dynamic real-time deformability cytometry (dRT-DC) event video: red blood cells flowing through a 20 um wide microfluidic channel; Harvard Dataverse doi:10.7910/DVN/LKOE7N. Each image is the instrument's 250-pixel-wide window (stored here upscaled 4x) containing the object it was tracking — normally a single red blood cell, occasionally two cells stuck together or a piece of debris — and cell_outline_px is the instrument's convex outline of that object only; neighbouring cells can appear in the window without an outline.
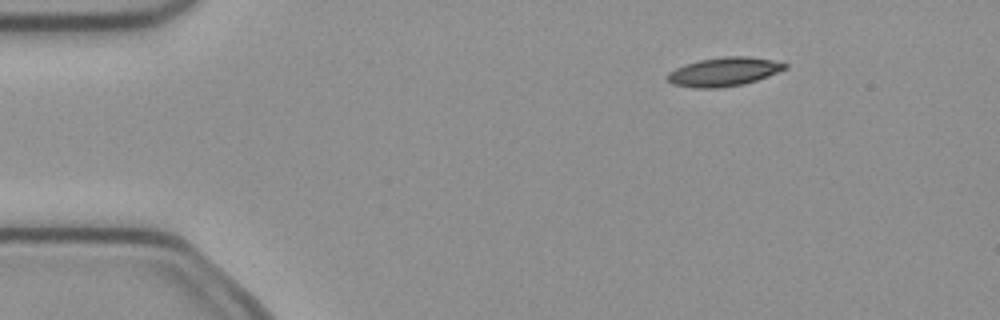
{"species": "common noctule bat (a hibernating species)", "species_latin": "Nyctalus noctula", "temperature_condition": "cold", "stored_images_in_passage": 6, "camera_frame_rate_fps": 3000, "um_per_image_px": 0.085, "animal": {"sex": "female", "body_mass_g": 21.9}, "frame": {"image": 1, "passage_image": 3, "time_ms": 0.667, "image_size_px": [1000, 320], "cell_outline_px": [[788, 68], [768, 76], [744, 84], [716, 88], [696, 88], [672, 84], [664, 76], [668, 72], [684, 64], [700, 60], [724, 56], [748, 56], [772, 60], [788, 64]], "centroid_in_image_um": [61.51, 6.1], "position_along_channel_um": 23.5, "area_um2": 19.77}}